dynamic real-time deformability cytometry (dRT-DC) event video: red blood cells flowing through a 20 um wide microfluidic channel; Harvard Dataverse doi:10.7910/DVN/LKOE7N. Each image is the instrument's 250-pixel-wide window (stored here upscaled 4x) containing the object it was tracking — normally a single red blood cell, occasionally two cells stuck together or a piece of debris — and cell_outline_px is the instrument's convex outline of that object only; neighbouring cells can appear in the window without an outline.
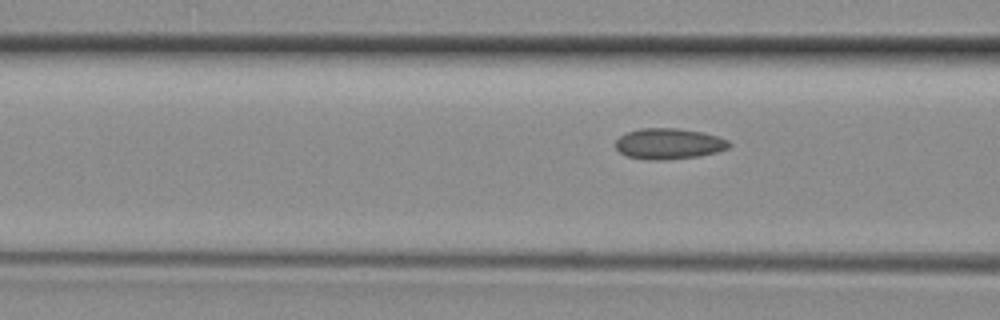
{"species": "common noctule bat (a hibernating species)", "species_latin": "Nyctalus noctula", "temperature_condition": "room temperature", "stored_images_in_passage": 5, "camera_frame_rate_fps": 3000, "um_per_image_px": 0.085, "animal": {"sex": "female", "body_mass_g": 29.2, "forearm_length_mm": 56.3}, "frame": {"image": 1, "passage_image": 5, "time_ms": 1.333, "image_size_px": [1000, 320], "cell_outline_px": [[732, 144], [728, 148], [716, 152], [700, 156], [664, 160], [648, 160], [628, 156], [620, 152], [616, 148], [616, 140], [620, 136], [628, 132], [640, 128], [676, 128], [704, 132], [720, 136], [728, 140]], "centroid_in_image_um": [56.89, 12.21], "position_along_channel_um": 109.7, "area_um2": 20.52}}